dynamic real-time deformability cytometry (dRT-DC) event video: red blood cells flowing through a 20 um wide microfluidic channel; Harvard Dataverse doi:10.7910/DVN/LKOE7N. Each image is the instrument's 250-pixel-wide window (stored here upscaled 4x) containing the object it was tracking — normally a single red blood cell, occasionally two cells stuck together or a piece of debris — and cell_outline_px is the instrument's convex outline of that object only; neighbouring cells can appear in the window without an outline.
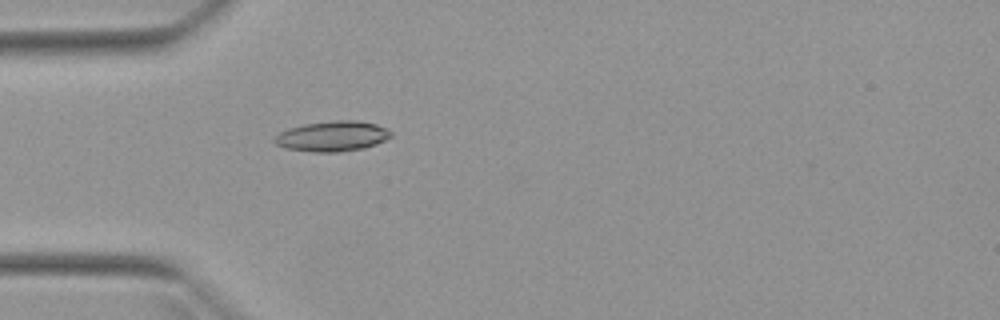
{"species": "Egyptian fruit bat (a non-hibernating species)", "species_latin": "Rousettus aegyptiacus", "temperature_condition": "warm", "stored_images_in_passage": 5, "camera_frame_rate_fps": 3000, "um_per_image_px": 0.085, "animal": {"sex": "female"}, "frame": {"image": 1, "passage_image": 5, "time_ms": 4.667, "image_size_px": [1000, 320], "cell_outline_px": [[392, 136], [376, 144], [364, 148], [336, 152], [316, 152], [284, 148], [276, 144], [272, 140], [280, 132], [288, 128], [304, 124], [336, 120], [356, 120], [376, 124], [388, 128], [392, 132]], "centroid_in_image_um": [28.26, 11.57], "position_along_channel_um": 56.7, "area_um2": 20.58}}